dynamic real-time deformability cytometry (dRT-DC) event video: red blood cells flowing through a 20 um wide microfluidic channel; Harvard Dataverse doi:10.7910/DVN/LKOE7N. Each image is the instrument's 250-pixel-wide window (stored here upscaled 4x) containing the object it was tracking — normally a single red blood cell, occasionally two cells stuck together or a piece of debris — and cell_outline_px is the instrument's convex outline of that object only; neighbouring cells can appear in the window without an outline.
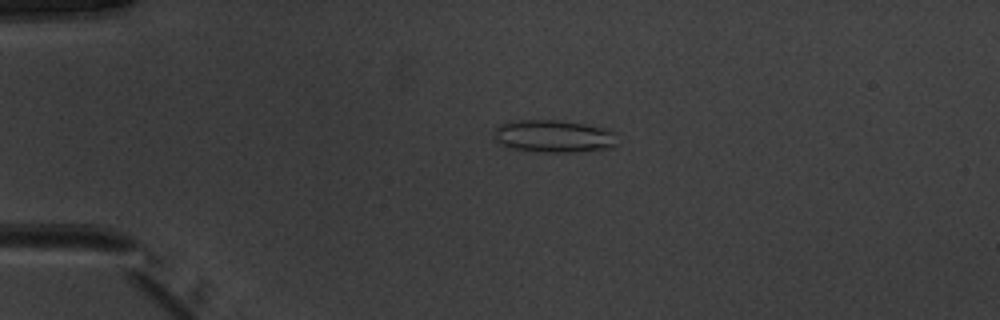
{"species": "common noctule bat (a hibernating species)", "species_latin": "Nyctalus noctula", "temperature_condition": "warm", "stored_images_in_passage": 52, "camera_frame_rate_fps": 3000, "um_per_image_px": 0.085, "animal": {"sex": "male", "body_mass_g": 20.1, "forearm_length_mm": 53.5}, "frame": {"image": 1, "passage_image": 13, "time_ms": 4.0, "image_size_px": [1000, 320], "cell_outline_px": [[616, 144], [612, 148], [572, 152], [540, 152], [508, 148], [496, 144], [492, 136], [492, 132], [500, 124], [520, 120], [556, 120], [588, 124], [604, 128], [616, 132]], "centroid_in_image_um": [47.02, 11.59], "position_along_channel_um": 38.0, "area_um2": 23.81}}
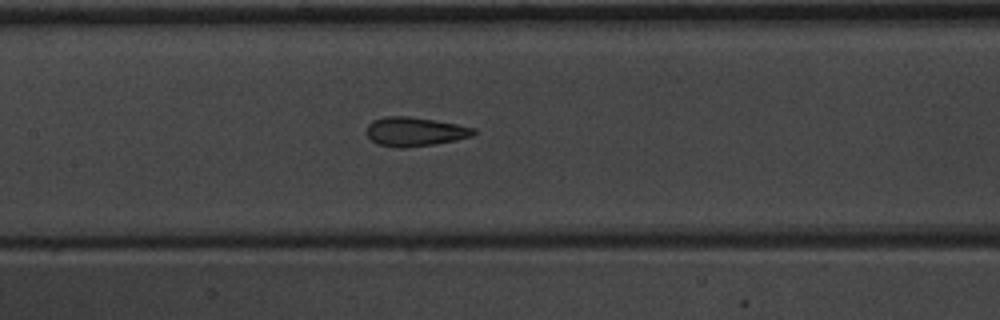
{"frame": {"image": 2, "passage_image": 26, "time_ms": 8.333, "image_size_px": [1000, 320], "cell_outline_px": [[476, 132], [472, 136], [456, 140], [432, 144], [404, 148], [396, 148], [376, 144], [364, 132], [368, 124], [372, 120], [384, 116], [408, 116], [436, 120], [476, 128]], "centroid_in_image_um": [35.22, 11.18], "position_along_channel_um": 172.2, "area_um2": 18.32}}
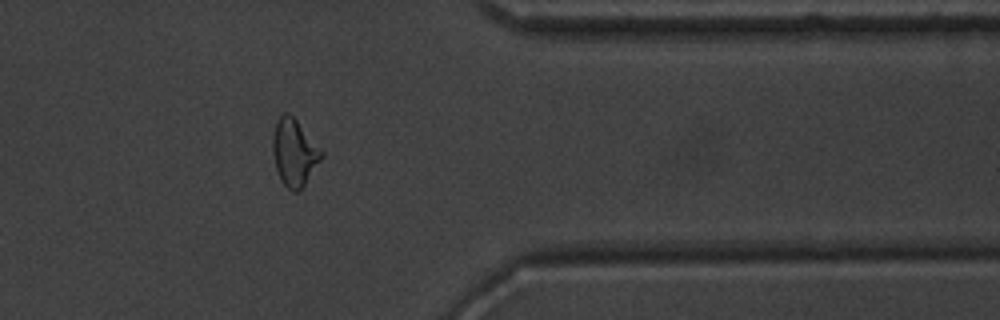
{"frame": {"image": 3, "passage_image": 43, "time_ms": 14.0, "image_size_px": [1000, 320], "cell_outline_px": [[324, 156], [300, 192], [292, 192], [280, 180], [276, 168], [272, 152], [272, 136], [276, 120], [284, 112], [288, 112], [296, 120], [324, 152]], "centroid_in_image_um": [25.01, 12.99], "position_along_channel_um": 386.4, "area_um2": 19.19}, "authors_computed_cell_mechanics": {"area_um2": 19.2185, "velocity_mm_per_s": 3.9882, "shape_relaxation_time_tau1_ms": 7.3574, "shape_relaxation_time_tau2_ms": 1.3441, "deformation_change_tau1": 0.1903, "deformation_change_tau2": 0.1026}}